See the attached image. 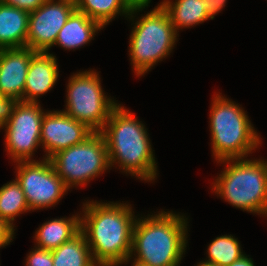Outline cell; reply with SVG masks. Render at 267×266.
Segmentation results:
<instances>
[{
    "label": "cell",
    "mask_w": 267,
    "mask_h": 266,
    "mask_svg": "<svg viewBox=\"0 0 267 266\" xmlns=\"http://www.w3.org/2000/svg\"><path fill=\"white\" fill-rule=\"evenodd\" d=\"M80 230L84 233L93 260L98 266L129 262L136 219L132 208L122 203L87 202L83 205Z\"/></svg>",
    "instance_id": "cell-1"
},
{
    "label": "cell",
    "mask_w": 267,
    "mask_h": 266,
    "mask_svg": "<svg viewBox=\"0 0 267 266\" xmlns=\"http://www.w3.org/2000/svg\"><path fill=\"white\" fill-rule=\"evenodd\" d=\"M151 0H74L76 10L96 20L103 27L110 23L117 14H132L142 11ZM138 10V11H137Z\"/></svg>",
    "instance_id": "cell-15"
},
{
    "label": "cell",
    "mask_w": 267,
    "mask_h": 266,
    "mask_svg": "<svg viewBox=\"0 0 267 266\" xmlns=\"http://www.w3.org/2000/svg\"><path fill=\"white\" fill-rule=\"evenodd\" d=\"M80 231V216L53 219L42 224L36 231L35 241L38 248L54 250L70 240Z\"/></svg>",
    "instance_id": "cell-18"
},
{
    "label": "cell",
    "mask_w": 267,
    "mask_h": 266,
    "mask_svg": "<svg viewBox=\"0 0 267 266\" xmlns=\"http://www.w3.org/2000/svg\"><path fill=\"white\" fill-rule=\"evenodd\" d=\"M104 28L99 22L75 10L59 31L55 44L65 49H77L91 41L95 32Z\"/></svg>",
    "instance_id": "cell-17"
},
{
    "label": "cell",
    "mask_w": 267,
    "mask_h": 266,
    "mask_svg": "<svg viewBox=\"0 0 267 266\" xmlns=\"http://www.w3.org/2000/svg\"><path fill=\"white\" fill-rule=\"evenodd\" d=\"M55 57L49 52H36L32 56L24 87V102L37 103L38 96L53 88L59 76Z\"/></svg>",
    "instance_id": "cell-14"
},
{
    "label": "cell",
    "mask_w": 267,
    "mask_h": 266,
    "mask_svg": "<svg viewBox=\"0 0 267 266\" xmlns=\"http://www.w3.org/2000/svg\"><path fill=\"white\" fill-rule=\"evenodd\" d=\"M49 160L69 189L85 185L110 167L108 149L100 132H94L80 144L58 151Z\"/></svg>",
    "instance_id": "cell-7"
},
{
    "label": "cell",
    "mask_w": 267,
    "mask_h": 266,
    "mask_svg": "<svg viewBox=\"0 0 267 266\" xmlns=\"http://www.w3.org/2000/svg\"><path fill=\"white\" fill-rule=\"evenodd\" d=\"M208 260L205 262L217 266H229L242 257L243 254L238 240L232 235H224L215 238L208 246Z\"/></svg>",
    "instance_id": "cell-22"
},
{
    "label": "cell",
    "mask_w": 267,
    "mask_h": 266,
    "mask_svg": "<svg viewBox=\"0 0 267 266\" xmlns=\"http://www.w3.org/2000/svg\"><path fill=\"white\" fill-rule=\"evenodd\" d=\"M94 133L86 124L63 111L46 112L41 123L40 144L47 151L45 159L60 150L84 142Z\"/></svg>",
    "instance_id": "cell-12"
},
{
    "label": "cell",
    "mask_w": 267,
    "mask_h": 266,
    "mask_svg": "<svg viewBox=\"0 0 267 266\" xmlns=\"http://www.w3.org/2000/svg\"><path fill=\"white\" fill-rule=\"evenodd\" d=\"M229 266H254V263L251 258H248L247 255H243Z\"/></svg>",
    "instance_id": "cell-27"
},
{
    "label": "cell",
    "mask_w": 267,
    "mask_h": 266,
    "mask_svg": "<svg viewBox=\"0 0 267 266\" xmlns=\"http://www.w3.org/2000/svg\"><path fill=\"white\" fill-rule=\"evenodd\" d=\"M197 266H217L216 264L208 263L205 261L200 262Z\"/></svg>",
    "instance_id": "cell-29"
},
{
    "label": "cell",
    "mask_w": 267,
    "mask_h": 266,
    "mask_svg": "<svg viewBox=\"0 0 267 266\" xmlns=\"http://www.w3.org/2000/svg\"><path fill=\"white\" fill-rule=\"evenodd\" d=\"M14 225L0 217V248L8 245L14 238Z\"/></svg>",
    "instance_id": "cell-25"
},
{
    "label": "cell",
    "mask_w": 267,
    "mask_h": 266,
    "mask_svg": "<svg viewBox=\"0 0 267 266\" xmlns=\"http://www.w3.org/2000/svg\"><path fill=\"white\" fill-rule=\"evenodd\" d=\"M45 112L39 102H8L5 122L6 149L12 160L32 161L31 156L40 144L41 123Z\"/></svg>",
    "instance_id": "cell-9"
},
{
    "label": "cell",
    "mask_w": 267,
    "mask_h": 266,
    "mask_svg": "<svg viewBox=\"0 0 267 266\" xmlns=\"http://www.w3.org/2000/svg\"><path fill=\"white\" fill-rule=\"evenodd\" d=\"M172 212H160L136 219L132 253L139 266H178L186 249L187 218Z\"/></svg>",
    "instance_id": "cell-3"
},
{
    "label": "cell",
    "mask_w": 267,
    "mask_h": 266,
    "mask_svg": "<svg viewBox=\"0 0 267 266\" xmlns=\"http://www.w3.org/2000/svg\"><path fill=\"white\" fill-rule=\"evenodd\" d=\"M140 122L119 104L100 133L106 142L110 167L119 163L126 173L152 181L157 175V163L145 126Z\"/></svg>",
    "instance_id": "cell-2"
},
{
    "label": "cell",
    "mask_w": 267,
    "mask_h": 266,
    "mask_svg": "<svg viewBox=\"0 0 267 266\" xmlns=\"http://www.w3.org/2000/svg\"><path fill=\"white\" fill-rule=\"evenodd\" d=\"M29 14L0 1V49L26 46Z\"/></svg>",
    "instance_id": "cell-16"
},
{
    "label": "cell",
    "mask_w": 267,
    "mask_h": 266,
    "mask_svg": "<svg viewBox=\"0 0 267 266\" xmlns=\"http://www.w3.org/2000/svg\"><path fill=\"white\" fill-rule=\"evenodd\" d=\"M16 181L31 210L51 207L69 189L57 175L49 159L18 161Z\"/></svg>",
    "instance_id": "cell-10"
},
{
    "label": "cell",
    "mask_w": 267,
    "mask_h": 266,
    "mask_svg": "<svg viewBox=\"0 0 267 266\" xmlns=\"http://www.w3.org/2000/svg\"><path fill=\"white\" fill-rule=\"evenodd\" d=\"M169 15L160 4L142 16L131 32L129 52L134 72L145 74L171 53L177 39Z\"/></svg>",
    "instance_id": "cell-6"
},
{
    "label": "cell",
    "mask_w": 267,
    "mask_h": 266,
    "mask_svg": "<svg viewBox=\"0 0 267 266\" xmlns=\"http://www.w3.org/2000/svg\"><path fill=\"white\" fill-rule=\"evenodd\" d=\"M226 1L227 0H206L208 18L214 19V16L225 6Z\"/></svg>",
    "instance_id": "cell-26"
},
{
    "label": "cell",
    "mask_w": 267,
    "mask_h": 266,
    "mask_svg": "<svg viewBox=\"0 0 267 266\" xmlns=\"http://www.w3.org/2000/svg\"><path fill=\"white\" fill-rule=\"evenodd\" d=\"M67 86V105L63 112L94 132H100L118 104L105 96L98 73L79 72L71 77Z\"/></svg>",
    "instance_id": "cell-8"
},
{
    "label": "cell",
    "mask_w": 267,
    "mask_h": 266,
    "mask_svg": "<svg viewBox=\"0 0 267 266\" xmlns=\"http://www.w3.org/2000/svg\"><path fill=\"white\" fill-rule=\"evenodd\" d=\"M75 10L74 0H47L37 10L30 12L26 47L36 52H48Z\"/></svg>",
    "instance_id": "cell-11"
},
{
    "label": "cell",
    "mask_w": 267,
    "mask_h": 266,
    "mask_svg": "<svg viewBox=\"0 0 267 266\" xmlns=\"http://www.w3.org/2000/svg\"><path fill=\"white\" fill-rule=\"evenodd\" d=\"M0 1H2L5 5L13 6L30 13L37 10L47 0H0Z\"/></svg>",
    "instance_id": "cell-24"
},
{
    "label": "cell",
    "mask_w": 267,
    "mask_h": 266,
    "mask_svg": "<svg viewBox=\"0 0 267 266\" xmlns=\"http://www.w3.org/2000/svg\"><path fill=\"white\" fill-rule=\"evenodd\" d=\"M7 105L8 102L0 96V128H2V124L5 122Z\"/></svg>",
    "instance_id": "cell-28"
},
{
    "label": "cell",
    "mask_w": 267,
    "mask_h": 266,
    "mask_svg": "<svg viewBox=\"0 0 267 266\" xmlns=\"http://www.w3.org/2000/svg\"><path fill=\"white\" fill-rule=\"evenodd\" d=\"M212 152L219 161L244 158L261 143L244 110L216 95L210 113Z\"/></svg>",
    "instance_id": "cell-5"
},
{
    "label": "cell",
    "mask_w": 267,
    "mask_h": 266,
    "mask_svg": "<svg viewBox=\"0 0 267 266\" xmlns=\"http://www.w3.org/2000/svg\"><path fill=\"white\" fill-rule=\"evenodd\" d=\"M26 266H53L52 251L36 247L28 254Z\"/></svg>",
    "instance_id": "cell-23"
},
{
    "label": "cell",
    "mask_w": 267,
    "mask_h": 266,
    "mask_svg": "<svg viewBox=\"0 0 267 266\" xmlns=\"http://www.w3.org/2000/svg\"><path fill=\"white\" fill-rule=\"evenodd\" d=\"M167 12L174 29L188 28L208 20L206 0H164L161 4Z\"/></svg>",
    "instance_id": "cell-19"
},
{
    "label": "cell",
    "mask_w": 267,
    "mask_h": 266,
    "mask_svg": "<svg viewBox=\"0 0 267 266\" xmlns=\"http://www.w3.org/2000/svg\"><path fill=\"white\" fill-rule=\"evenodd\" d=\"M35 53L26 46L0 49V96L7 102L23 101L27 71Z\"/></svg>",
    "instance_id": "cell-13"
},
{
    "label": "cell",
    "mask_w": 267,
    "mask_h": 266,
    "mask_svg": "<svg viewBox=\"0 0 267 266\" xmlns=\"http://www.w3.org/2000/svg\"><path fill=\"white\" fill-rule=\"evenodd\" d=\"M219 162L228 166L213 183L215 193L243 211L267 216V161L237 158Z\"/></svg>",
    "instance_id": "cell-4"
},
{
    "label": "cell",
    "mask_w": 267,
    "mask_h": 266,
    "mask_svg": "<svg viewBox=\"0 0 267 266\" xmlns=\"http://www.w3.org/2000/svg\"><path fill=\"white\" fill-rule=\"evenodd\" d=\"M30 211L23 190L16 179L0 188V217L13 225L15 218ZM12 221V222H11Z\"/></svg>",
    "instance_id": "cell-21"
},
{
    "label": "cell",
    "mask_w": 267,
    "mask_h": 266,
    "mask_svg": "<svg viewBox=\"0 0 267 266\" xmlns=\"http://www.w3.org/2000/svg\"><path fill=\"white\" fill-rule=\"evenodd\" d=\"M53 266H98L93 260L84 233L80 230L70 240L52 250Z\"/></svg>",
    "instance_id": "cell-20"
}]
</instances>
